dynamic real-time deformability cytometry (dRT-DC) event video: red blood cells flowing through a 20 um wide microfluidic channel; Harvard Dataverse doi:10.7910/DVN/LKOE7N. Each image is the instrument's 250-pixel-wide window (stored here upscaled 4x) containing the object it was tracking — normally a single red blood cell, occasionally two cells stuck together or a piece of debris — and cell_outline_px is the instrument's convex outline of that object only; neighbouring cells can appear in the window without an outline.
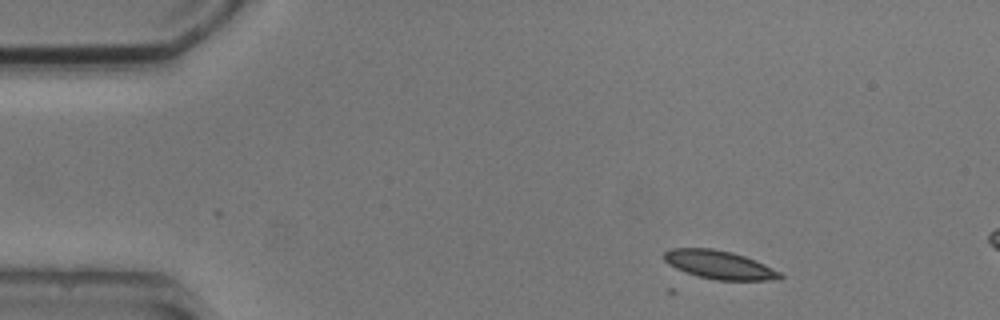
{"species": "common noctule bat (a hibernating species)", "species_latin": "Nyctalus noctula", "temperature_condition": "cold", "stored_images_in_passage": 2, "camera_frame_rate_fps": 3000, "um_per_image_px": 0.085, "animal": {"sex": "male", "body_mass_g": 20.5, "forearm_length_mm": 52.5}, "frame": {"image": 1, "passage_image": 1, "time_ms": 0.0, "image_size_px": [1000, 320], "cell_outline_px": [[784, 276], [780, 280], [716, 280], [696, 276], [684, 272], [668, 264], [664, 260], [664, 252], [668, 248], [712, 248], [732, 252], [744, 256], [764, 264], [780, 272]], "centroid_in_image_um": [61.12, 22.51], "position_along_channel_um": 23.9, "area_um2": 19.31}}